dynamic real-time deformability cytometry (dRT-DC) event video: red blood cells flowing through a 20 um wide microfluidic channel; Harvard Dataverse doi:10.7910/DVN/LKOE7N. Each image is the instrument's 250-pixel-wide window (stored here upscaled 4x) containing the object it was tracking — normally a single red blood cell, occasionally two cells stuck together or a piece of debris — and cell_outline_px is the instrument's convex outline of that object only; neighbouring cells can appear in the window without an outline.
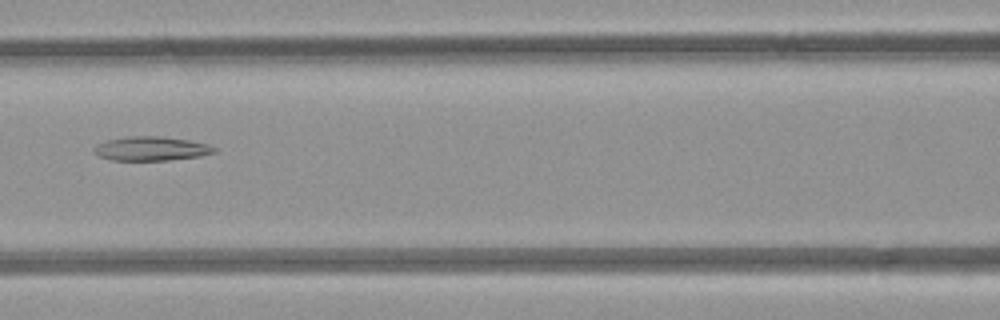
{"species": "common noctule bat (a hibernating species)", "species_latin": "Nyctalus noctula", "temperature_condition": "room temperature", "stored_images_in_passage": 3, "camera_frame_rate_fps": 3000, "um_per_image_px": 0.085, "animal": {"sex": "female", "body_mass_g": 21.9}, "frame": {"image": 1, "passage_image": 3, "time_ms": 2.333, "image_size_px": [1000, 320], "cell_outline_px": [[216, 152], [200, 156], [168, 160], [112, 160], [96, 156], [92, 152], [92, 148], [96, 144], [108, 140], [128, 136], [160, 136], [188, 140], [208, 144], [216, 148]], "centroid_in_image_um": [12.8, 12.63], "position_along_channel_um": 153.8, "area_um2": 16.99}}